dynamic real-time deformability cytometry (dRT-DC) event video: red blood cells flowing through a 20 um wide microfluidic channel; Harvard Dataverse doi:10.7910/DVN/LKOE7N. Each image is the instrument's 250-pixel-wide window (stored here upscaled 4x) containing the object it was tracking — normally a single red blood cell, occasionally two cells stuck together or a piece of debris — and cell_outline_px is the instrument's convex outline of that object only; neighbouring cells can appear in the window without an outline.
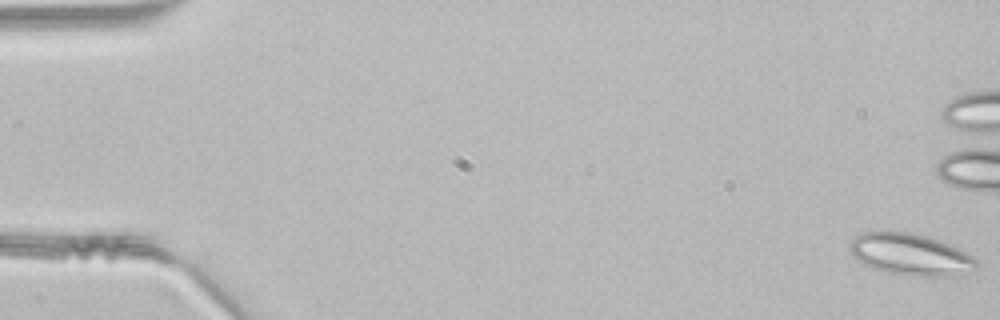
{"species": "common noctule bat (a hibernating species)", "species_latin": "Nyctalus noctula", "temperature_condition": "room temperature", "stored_images_in_passage": 49, "camera_frame_rate_fps": 3000, "um_per_image_px": 0.085, "animal": {"sex": "male", "body_mass_g": 21.5, "forearm_length_mm": 52.0}, "frame": {"image": 1, "passage_image": 1, "time_ms": 0.0, "image_size_px": [1000, 320], "cell_outline_px": [[976, 268], [964, 276], [912, 276], [888, 272], [872, 268], [864, 264], [852, 256], [848, 248], [848, 244], [860, 232], [884, 228], [908, 232], [928, 236], [952, 244], [972, 256], [976, 260]], "centroid_in_image_um": [77.36, 21.59], "position_along_channel_um": 7.6, "area_um2": 31.79}}
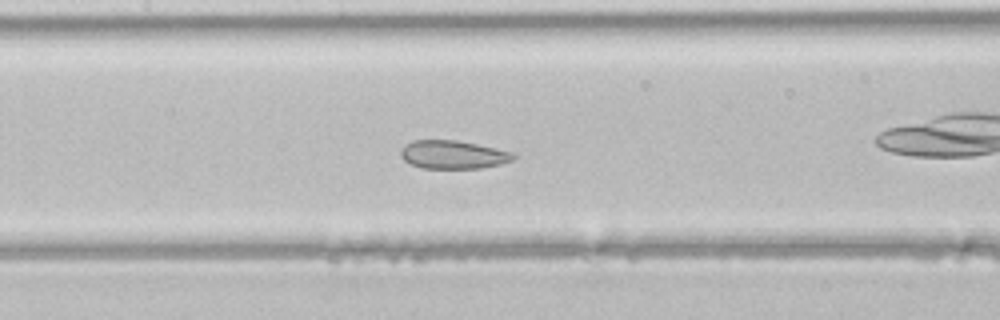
{"frame": {"image": 2, "passage_image": 23, "time_ms": 7.333, "image_size_px": [1000, 320], "cell_outline_px": [[516, 156], [512, 160], [500, 164], [480, 168], [420, 168], [404, 160], [400, 156], [400, 152], [404, 144], [412, 140], [456, 140], [476, 144], [512, 152]], "centroid_in_image_um": [38.46, 13.14], "position_along_channel_um": 168.9, "area_um2": 18.5}}
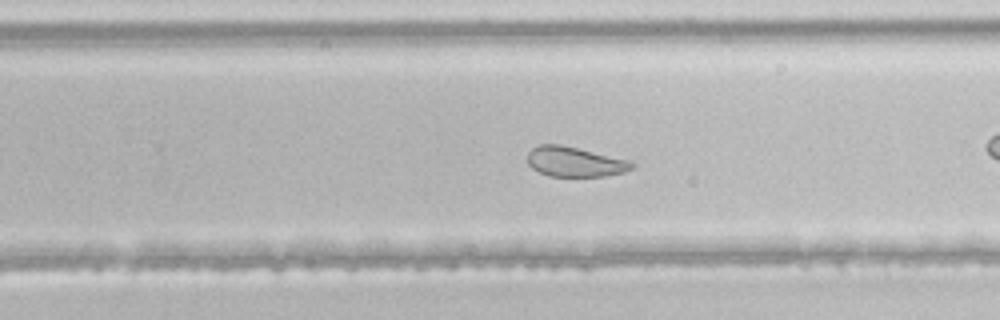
{"frame": {"image": 3, "passage_image": 31, "time_ms": 10.0, "image_size_px": [1000, 320], "cell_outline_px": [[632, 168], [624, 172], [604, 176], [548, 176], [532, 168], [528, 164], [528, 152], [532, 148], [540, 144], [560, 144], [628, 160], [632, 164]], "centroid_in_image_um": [48.8, 13.75], "position_along_channel_um": 281.0, "area_um2": 17.92}}